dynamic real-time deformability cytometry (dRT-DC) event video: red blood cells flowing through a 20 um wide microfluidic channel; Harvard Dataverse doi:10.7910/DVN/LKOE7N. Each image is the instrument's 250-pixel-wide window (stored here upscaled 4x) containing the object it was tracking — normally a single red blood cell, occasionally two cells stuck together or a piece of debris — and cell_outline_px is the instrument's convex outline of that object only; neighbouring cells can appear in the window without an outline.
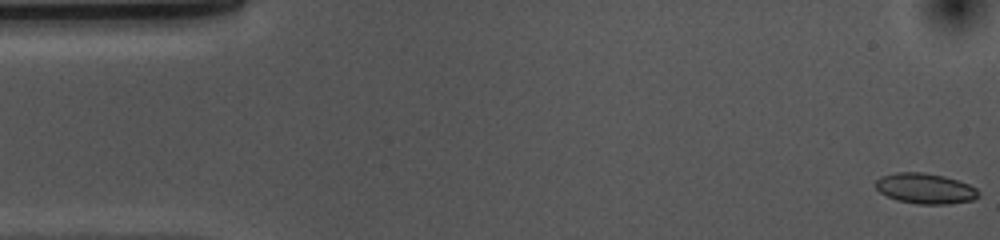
{"species": "common noctule bat (a hibernating species)", "species_latin": "Nyctalus noctula", "temperature_condition": "cold", "stored_images_in_passage": 53, "camera_frame_rate_fps": 3000, "um_per_image_px": 0.085, "animal": {"sex": "female", "body_mass_g": 10.0, "forearm_length_mm": 53.1}, "frame": {"image": 1, "passage_image": 1, "time_ms": 0.0, "image_size_px": [1000, 240], "cell_outline_px": [[980, 196], [972, 200], [948, 204], [916, 204], [896, 200], [880, 192], [876, 188], [876, 180], [880, 176], [896, 172], [924, 172], [944, 176], [968, 184], [976, 188], [980, 192]], "centroid_in_image_um": [78.64, 16.02], "position_along_channel_um": 6.4, "area_um2": 18.32}}
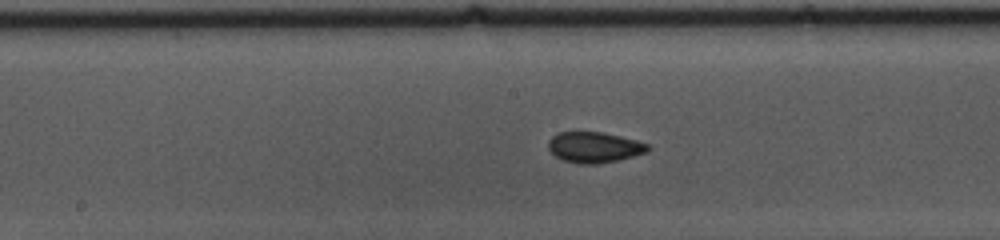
{"frame": {"image": 2, "passage_image": 26, "time_ms": 8.333, "image_size_px": [1000, 240], "cell_outline_px": [[652, 148], [648, 152], [620, 160], [596, 164], [580, 164], [564, 160], [556, 156], [548, 148], [548, 140], [552, 136], [560, 132], [600, 132], [620, 136], [636, 140], [648, 144]], "centroid_in_image_um": [50.55, 12.52], "position_along_channel_um": 197.7, "area_um2": 17.86}}
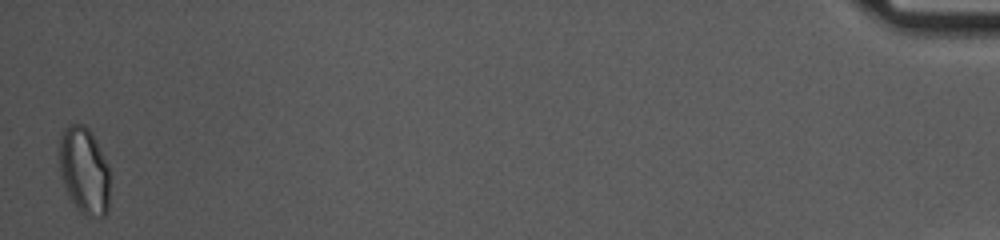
{"frame": {"image": 3, "passage_image": 53, "time_ms": 17.333, "image_size_px": [1000, 240], "cell_outline_px": [[108, 212], [104, 216], [100, 216], [80, 212], [76, 208], [68, 196], [60, 172], [60, 140], [64, 128], [68, 124], [84, 124], [88, 128], [96, 140], [108, 164]], "centroid_in_image_um": [7.15, 14.48], "position_along_channel_um": 428.0, "area_um2": 25.32}, "authors_computed_cell_mechanics": {"area_um2": 17.8024, "velocity_mm_per_s": 3.6753, "shape_relaxation_time_tau1_ms": null, "shape_relaxation_time_tau2_ms": 2.3974, "deformation_change_tau1": null, "deformation_change_tau2": 0.0545}}